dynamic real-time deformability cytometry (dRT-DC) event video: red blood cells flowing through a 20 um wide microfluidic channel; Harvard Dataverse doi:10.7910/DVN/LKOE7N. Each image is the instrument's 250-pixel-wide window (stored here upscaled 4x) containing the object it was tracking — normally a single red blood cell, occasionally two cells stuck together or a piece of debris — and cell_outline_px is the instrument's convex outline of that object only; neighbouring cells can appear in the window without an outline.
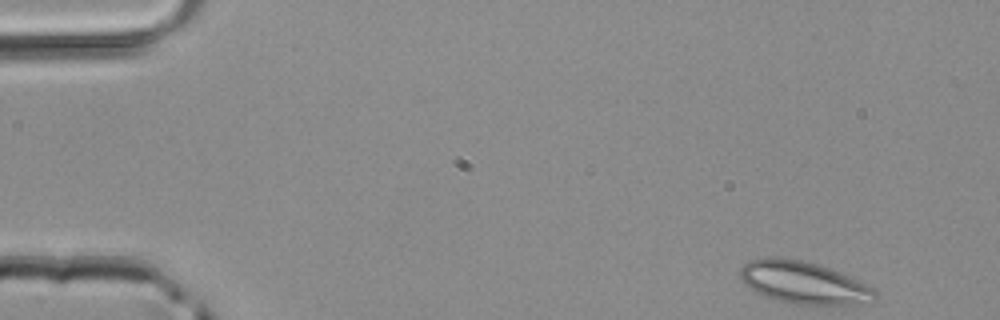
{"species": "common noctule bat (a hibernating species)", "species_latin": "Nyctalus noctula", "temperature_condition": "room temperature", "stored_images_in_passage": 4, "camera_frame_rate_fps": 3000, "um_per_image_px": 0.085, "animal": {"sex": "male", "body_mass_g": 20.4}, "frame": {"image": 1, "passage_image": 1, "time_ms": 0.0, "image_size_px": [1000, 320], "cell_outline_px": [[876, 296], [868, 304], [792, 304], [756, 292], [748, 288], [740, 280], [740, 268], [748, 260], [764, 256], [772, 256], [800, 260], [816, 264], [840, 272], [872, 288], [876, 292]], "centroid_in_image_um": [68.24, 24.01], "position_along_channel_um": 16.8, "area_um2": 33.0}}